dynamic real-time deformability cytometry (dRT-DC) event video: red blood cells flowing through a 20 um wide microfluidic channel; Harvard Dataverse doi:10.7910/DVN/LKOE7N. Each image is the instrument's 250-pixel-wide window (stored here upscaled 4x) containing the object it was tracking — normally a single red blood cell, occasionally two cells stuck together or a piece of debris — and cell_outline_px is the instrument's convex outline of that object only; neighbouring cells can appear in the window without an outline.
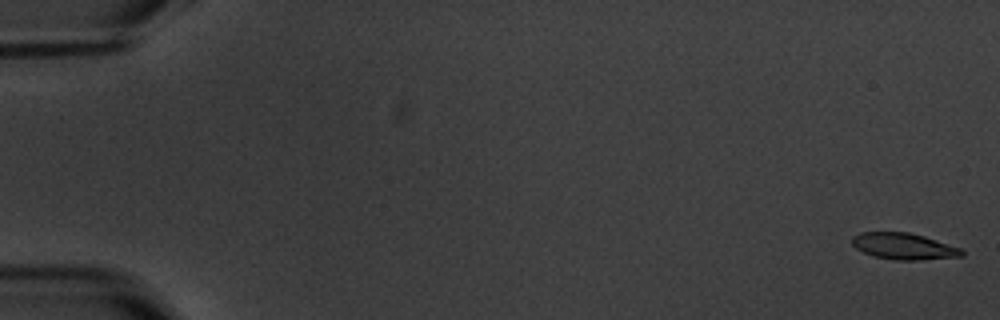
{"species": "common noctule bat (a hibernating species)", "species_latin": "Nyctalus noctula", "temperature_condition": "warm", "stored_images_in_passage": 6, "camera_frame_rate_fps": 3000, "um_per_image_px": 0.085, "animal": {"sex": "male", "body_mass_g": 20.1, "forearm_length_mm": 53.5}, "frame": {"image": 1, "passage_image": 1, "time_ms": 0.0, "image_size_px": [1000, 320], "cell_outline_px": [[964, 256], [920, 260], [896, 260], [872, 256], [856, 248], [852, 244], [852, 236], [860, 232], [908, 232], [924, 236], [960, 248], [964, 252]], "centroid_in_image_um": [76.8, 20.93], "position_along_channel_um": 8.2, "area_um2": 16.88}}
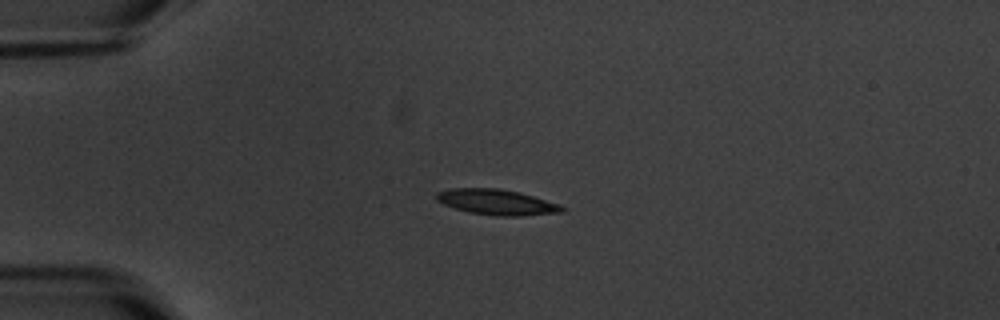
{"frame": {"image": 2, "passage_image": 5, "time_ms": 4.667, "image_size_px": [1000, 320], "cell_outline_px": [[564, 212], [520, 216], [496, 216], [468, 212], [452, 208], [436, 200], [436, 192], [448, 188], [500, 188], [520, 192], [560, 204], [564, 208]], "centroid_in_image_um": [42.2, 17.18], "position_along_channel_um": 42.8, "area_um2": 18.9}}